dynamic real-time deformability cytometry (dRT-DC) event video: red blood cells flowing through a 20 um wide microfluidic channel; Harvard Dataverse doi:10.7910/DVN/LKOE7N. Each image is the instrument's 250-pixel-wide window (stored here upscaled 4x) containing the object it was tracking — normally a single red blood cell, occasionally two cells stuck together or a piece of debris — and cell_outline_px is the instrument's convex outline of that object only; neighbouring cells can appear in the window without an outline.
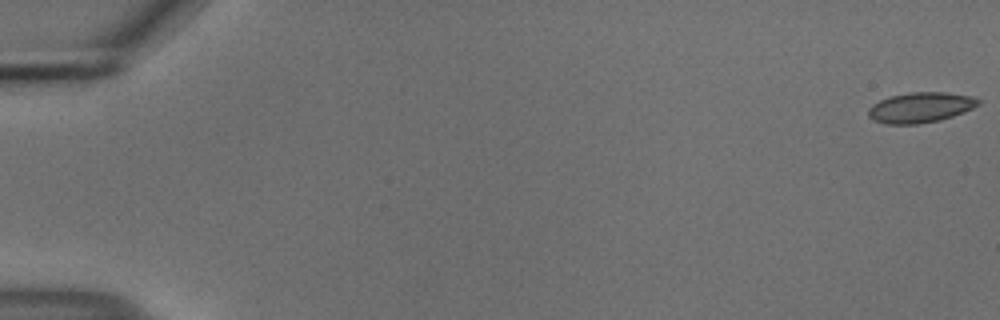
{"species": "common noctule bat (a hibernating species)", "species_latin": "Nyctalus noctula", "temperature_condition": "cold", "stored_images_in_passage": 56, "camera_frame_rate_fps": 3000, "um_per_image_px": 0.085, "animal": {"sex": "male", "body_mass_g": 18.8}, "frame": {"image": 1, "passage_image": 1, "time_ms": 0.0, "image_size_px": [1000, 320], "cell_outline_px": [[980, 104], [964, 112], [940, 120], [916, 124], [884, 124], [872, 120], [868, 116], [868, 108], [872, 104], [880, 100], [892, 96], [912, 92], [948, 92], [972, 96], [980, 100]], "centroid_in_image_um": [78.23, 9.14], "position_along_channel_um": 6.8, "area_um2": 19.48}}
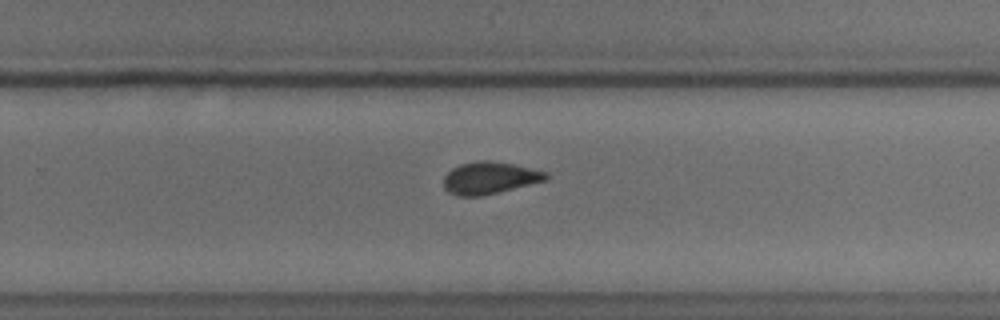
{"frame": {"image": 2, "passage_image": 37, "time_ms": 12.0, "image_size_px": [1000, 320], "cell_outline_px": [[548, 176], [544, 180], [480, 196], [460, 196], [448, 192], [444, 188], [444, 176], [452, 168], [460, 164], [476, 160], [492, 160], [512, 164], [548, 172]], "centroid_in_image_um": [41.56, 15.1], "position_along_channel_um": 288.2, "area_um2": 18.84}}
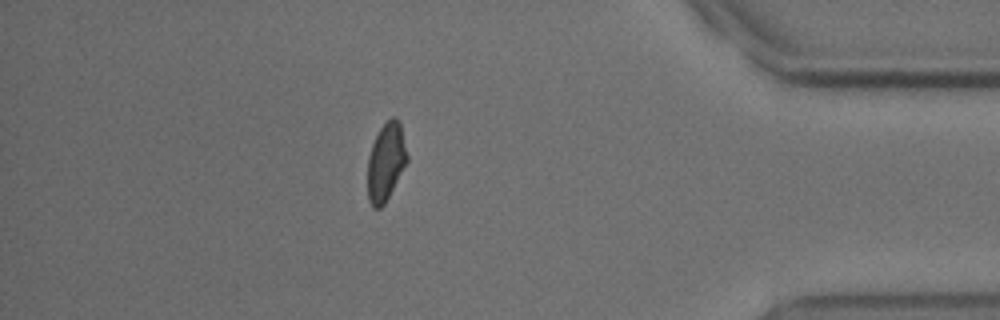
{"frame": {"image": 3, "passage_image": 49, "time_ms": 16.0, "image_size_px": [1000, 320], "cell_outline_px": [[408, 160], [384, 204], [380, 208], [372, 208], [368, 200], [368, 156], [372, 144], [380, 128], [392, 116], [396, 116], [400, 120], [408, 156]], "centroid_in_image_um": [32.81, 13.74], "position_along_channel_um": 402.4, "area_um2": 17.92}, "authors_computed_cell_mechanics": {"area_um2": 19.3341, "velocity_mm_per_s": 3.7032, "shape_relaxation_time_tau1_ms": 7.3548, "shape_relaxation_time_tau2_ms": 1.4288, "deformation_change_tau1": 0.1386, "deformation_change_tau2": 0.0557}}